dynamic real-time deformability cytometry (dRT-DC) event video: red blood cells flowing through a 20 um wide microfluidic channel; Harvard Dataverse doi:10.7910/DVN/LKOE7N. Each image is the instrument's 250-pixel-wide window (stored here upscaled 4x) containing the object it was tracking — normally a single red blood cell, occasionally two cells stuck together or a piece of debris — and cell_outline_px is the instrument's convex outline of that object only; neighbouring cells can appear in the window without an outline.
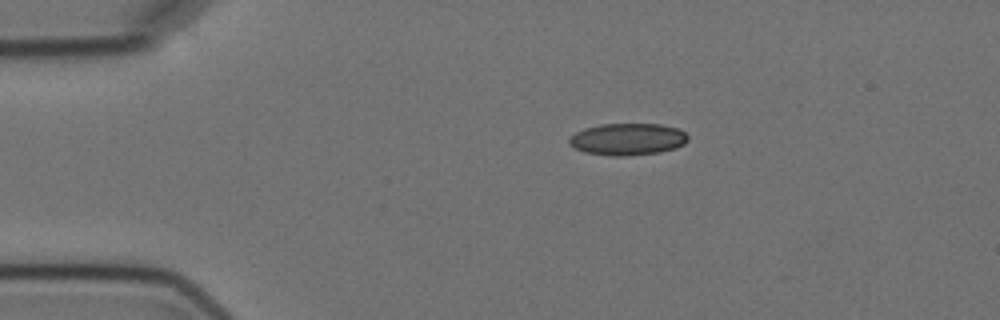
{"species": "Egyptian fruit bat (a non-hibernating species)", "species_latin": "Rousettus aegyptiacus", "temperature_condition": "cold", "stored_images_in_passage": 2, "camera_frame_rate_fps": 3000, "um_per_image_px": 0.085, "animal": {"sex": "female"}, "frame": {"image": 1, "passage_image": 1, "time_ms": 0.0, "image_size_px": [1000, 320], "cell_outline_px": [[688, 140], [684, 144], [676, 148], [660, 152], [628, 156], [612, 156], [584, 152], [568, 144], [568, 136], [584, 128], [600, 124], [660, 124], [680, 128], [688, 136]], "centroid_in_image_um": [53.34, 11.83], "position_along_channel_um": 31.7, "area_um2": 22.37}}